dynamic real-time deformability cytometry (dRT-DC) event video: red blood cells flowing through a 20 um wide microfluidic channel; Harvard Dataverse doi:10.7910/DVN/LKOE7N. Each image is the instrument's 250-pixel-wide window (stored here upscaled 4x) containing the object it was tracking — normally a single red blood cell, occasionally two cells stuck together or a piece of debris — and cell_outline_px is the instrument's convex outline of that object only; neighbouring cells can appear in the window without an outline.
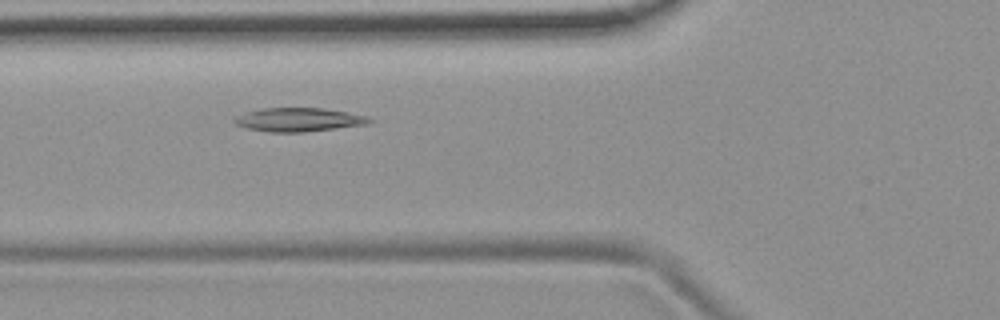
{"species": "common noctule bat (a hibernating species)", "species_latin": "Nyctalus noctula", "temperature_condition": "room temperature", "stored_images_in_passage": 13, "camera_frame_rate_fps": 3000, "um_per_image_px": 0.085, "animal": {"sex": "female", "body_mass_g": 19.9}, "frame": {"image": 1, "passage_image": 4, "time_ms": 3.667, "image_size_px": [1000, 320], "cell_outline_px": [[372, 120], [364, 124], [336, 128], [304, 132], [268, 132], [244, 128], [236, 124], [232, 120], [236, 116], [260, 108], [324, 108], [348, 112], [368, 116]], "centroid_in_image_um": [25.34, 10.17], "position_along_channel_um": 100.5, "area_um2": 18.55}}
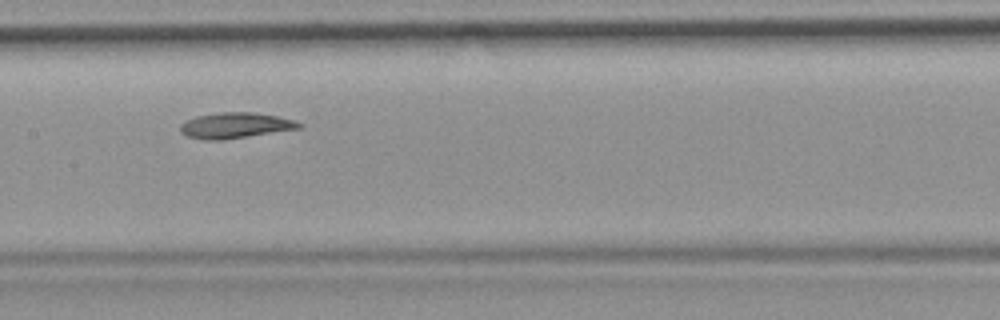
{"frame": {"image": 2, "passage_image": 6, "time_ms": 6.0, "image_size_px": [1000, 320], "cell_outline_px": [[304, 124], [300, 128], [220, 140], [204, 140], [184, 136], [180, 132], [180, 124], [196, 116], [220, 112], [256, 112], [296, 120]], "centroid_in_image_um": [19.98, 10.66], "position_along_channel_um": 187.4, "area_um2": 17.74}, "authors_computed_cell_mechanics": {"area_um2": 18.0914, "velocity_mm_per_s": 3.7268, "shape_relaxation_time_tau1_ms": 8.1095, "shape_relaxation_time_tau2_ms": 6.8878, "deformation_change_tau1": 0.1755, "deformation_change_tau2": 0.1214}}